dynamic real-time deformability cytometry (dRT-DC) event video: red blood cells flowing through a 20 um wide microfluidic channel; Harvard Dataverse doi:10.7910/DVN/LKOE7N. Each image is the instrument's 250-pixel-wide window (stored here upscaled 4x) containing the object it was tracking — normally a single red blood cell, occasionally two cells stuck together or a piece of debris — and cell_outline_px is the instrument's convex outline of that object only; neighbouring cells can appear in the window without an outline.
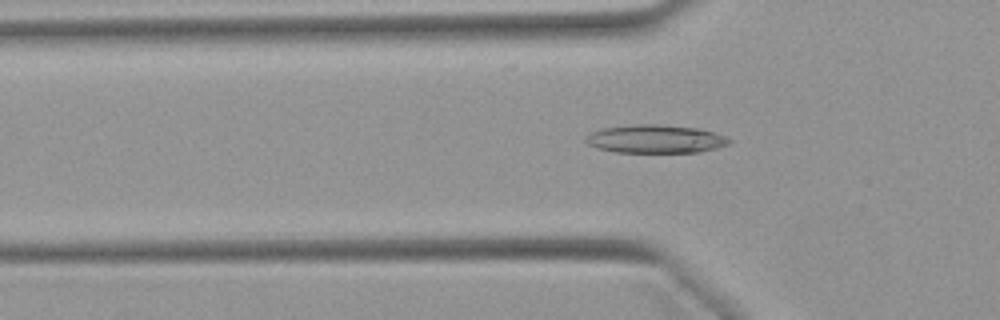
{"species": "Egyptian fruit bat (a non-hibernating species)", "species_latin": "Rousettus aegyptiacus", "temperature_condition": "warm", "stored_images_in_passage": 41, "camera_frame_rate_fps": 3000, "um_per_image_px": 0.085, "animal": {"sex": "female"}, "frame": {"image": 1, "passage_image": 6, "time_ms": 1.667, "image_size_px": [1000, 320], "cell_outline_px": [[732, 140], [728, 144], [716, 148], [700, 152], [616, 152], [596, 148], [588, 144], [584, 140], [588, 132], [600, 128], [632, 124], [660, 124], [700, 128], [724, 136]], "centroid_in_image_um": [55.65, 11.8], "position_along_channel_um": 70.1, "area_um2": 23.87}}
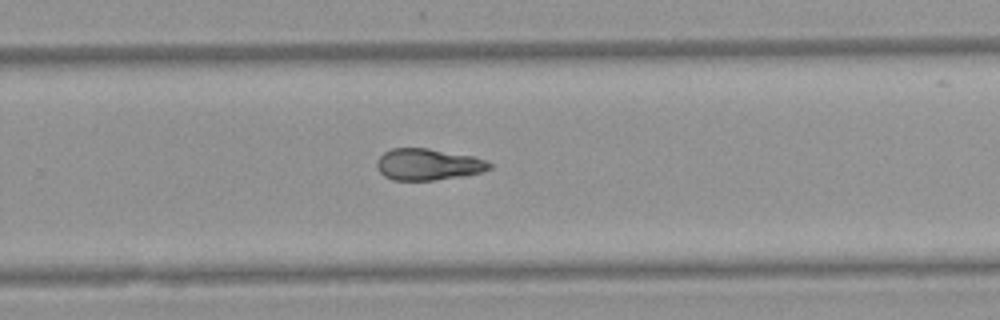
{"frame": {"image": 2, "passage_image": 23, "time_ms": 7.333, "image_size_px": [1000, 320], "cell_outline_px": [[492, 168], [484, 172], [464, 176], [436, 180], [392, 180], [384, 176], [376, 168], [376, 160], [384, 152], [392, 148], [428, 148], [472, 156], [484, 160], [492, 164]], "centroid_in_image_um": [36.38, 13.98], "position_along_channel_um": 293.4, "area_um2": 20.87}}
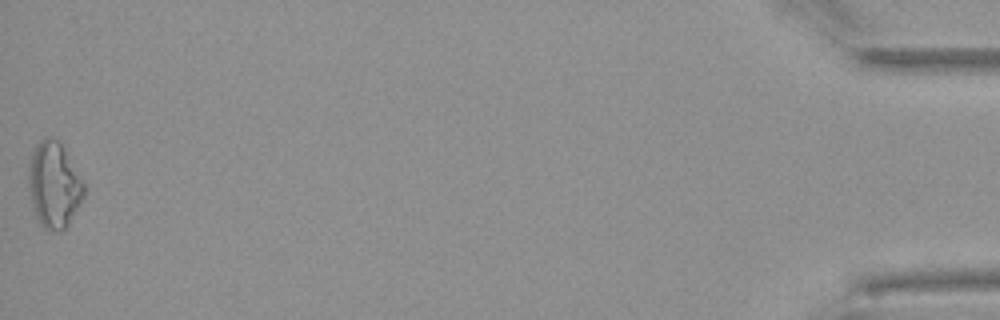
{"frame": {"image": 3, "passage_image": 41, "time_ms": 13.333, "image_size_px": [1000, 320], "cell_outline_px": [[84, 196], [68, 224], [60, 232], [56, 232], [44, 228], [40, 224], [36, 216], [32, 204], [28, 188], [28, 176], [32, 156], [36, 144], [44, 136], [52, 136], [60, 144], [84, 184]], "centroid_in_image_um": [4.57, 15.75], "position_along_channel_um": 430.6, "area_um2": 27.11}, "authors_computed_cell_mechanics": {"area_um2": 21.5016, "velocity_mm_per_s": 3.9456, "shape_relaxation_time_tau1_ms": 9.9626, "shape_relaxation_time_tau2_ms": 4.5472, "deformation_change_tau1": 0.2653, "deformation_change_tau2": 0.1367}}